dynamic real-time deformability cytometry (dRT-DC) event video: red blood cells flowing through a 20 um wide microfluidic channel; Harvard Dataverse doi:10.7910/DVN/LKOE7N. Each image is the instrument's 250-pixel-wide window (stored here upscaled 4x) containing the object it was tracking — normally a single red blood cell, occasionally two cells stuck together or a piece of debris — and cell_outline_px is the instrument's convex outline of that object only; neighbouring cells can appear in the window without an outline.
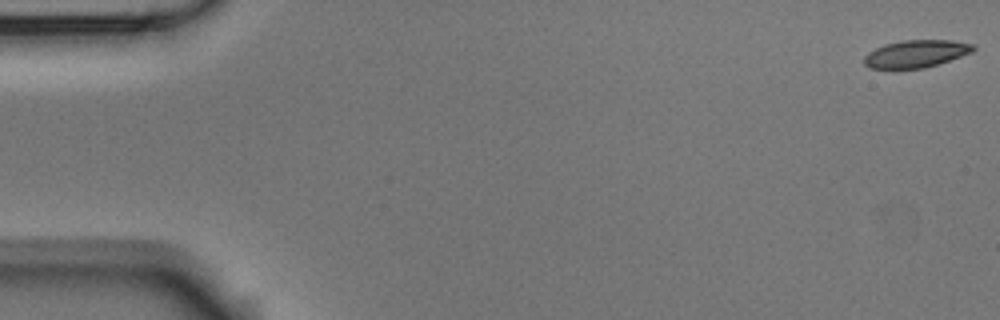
{"species": "Egyptian fruit bat (a non-hibernating species)", "species_latin": "Rousettus aegyptiacus", "temperature_condition": "room temperature", "stored_images_in_passage": 56, "camera_frame_rate_fps": 3000, "um_per_image_px": 0.085, "animal": {"sex": "male"}, "frame": {"image": 1, "passage_image": 1, "time_ms": 0.0, "image_size_px": [1000, 320], "cell_outline_px": [[976, 48], [972, 52], [924, 68], [892, 72], [868, 68], [864, 64], [864, 56], [868, 52], [884, 44], [904, 40], [952, 40], [976, 44]], "centroid_in_image_um": [77.78, 4.61], "position_along_channel_um": 7.2, "area_um2": 18.15}}
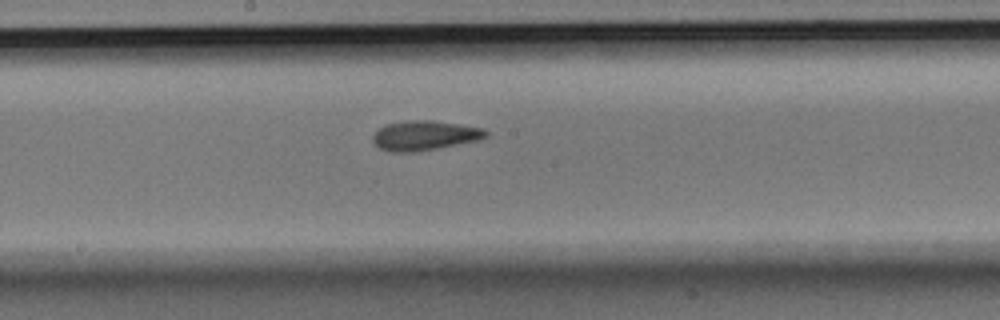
{"frame": {"image": 2, "passage_image": 30, "time_ms": 9.667, "image_size_px": [1000, 320], "cell_outline_px": [[488, 136], [480, 140], [416, 152], [388, 152], [380, 148], [372, 140], [372, 136], [384, 124], [404, 120], [432, 120], [460, 124], [484, 128], [488, 132]], "centroid_in_image_um": [36.1, 11.51], "position_along_channel_um": 212.1, "area_um2": 19.77}}
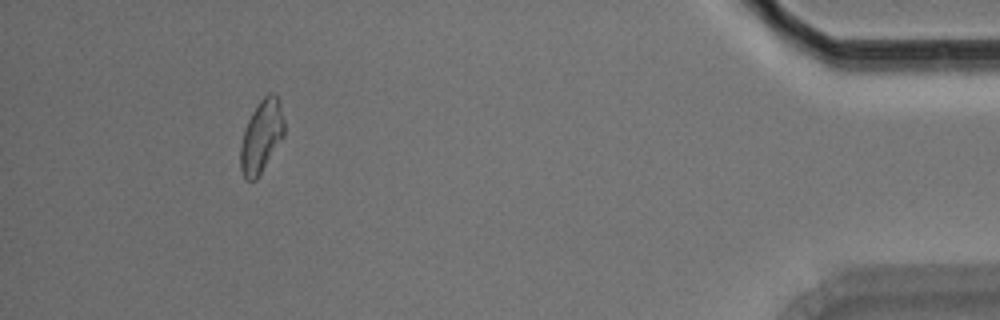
{"frame": {"image": 3, "passage_image": 52, "time_ms": 17.0, "image_size_px": [1000, 320], "cell_outline_px": [[284, 136], [256, 180], [244, 180], [240, 168], [240, 148], [244, 132], [248, 120], [252, 112], [260, 100], [268, 92], [272, 92], [280, 100], [284, 120]], "centroid_in_image_um": [22.23, 11.58], "position_along_channel_um": 413.0, "area_um2": 18.5}, "authors_computed_cell_mechanics": {"area_um2": 18.5538, "velocity_mm_per_s": 3.5878, "shape_relaxation_time_tau1_ms": 4.0832, "shape_relaxation_time_tau2_ms": 3.2555, "deformation_change_tau1": 0.1334, "deformation_change_tau2": 0.0763}}